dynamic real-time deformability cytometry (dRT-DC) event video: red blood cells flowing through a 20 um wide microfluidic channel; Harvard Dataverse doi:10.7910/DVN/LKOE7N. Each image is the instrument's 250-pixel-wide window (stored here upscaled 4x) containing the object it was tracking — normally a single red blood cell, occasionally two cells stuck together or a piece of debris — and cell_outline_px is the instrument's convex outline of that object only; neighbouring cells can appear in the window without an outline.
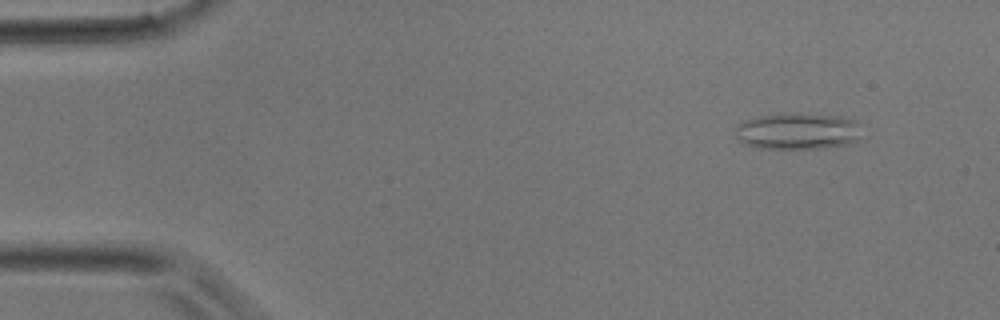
{"species": "common noctule bat (a hibernating species)", "species_latin": "Nyctalus noctula", "temperature_condition": "room temperature", "stored_images_in_passage": 35, "camera_frame_rate_fps": 3000, "um_per_image_px": 0.085, "animal": {"sex": "male", "body_mass_g": 17.9}, "frame": {"image": 1, "passage_image": 4, "time_ms": 1.0, "image_size_px": [1000, 320], "cell_outline_px": [[856, 140], [844, 144], [820, 148], [760, 148], [748, 144], [740, 140], [736, 136], [736, 128], [744, 120], [760, 116], [792, 112], [840, 116], [856, 120]], "centroid_in_image_um": [67.74, 11.12], "position_along_channel_um": 17.3, "area_um2": 26.3}}
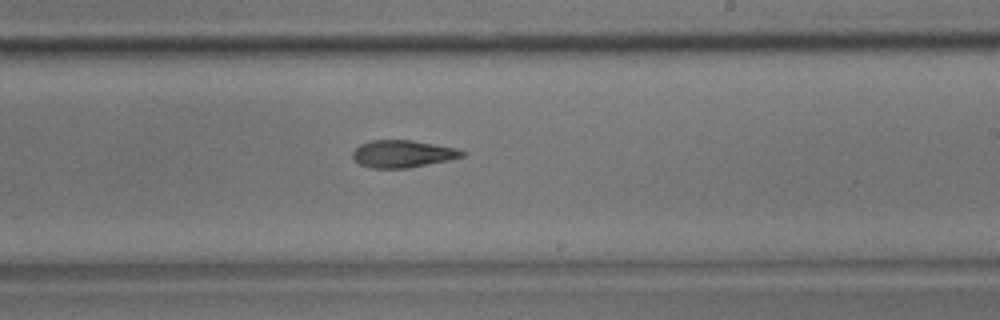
{"frame": {"image": 2, "passage_image": 23, "time_ms": 7.333, "image_size_px": [1000, 320], "cell_outline_px": [[468, 152], [464, 156], [448, 160], [408, 168], [372, 168], [360, 164], [352, 156], [352, 152], [360, 144], [372, 140], [412, 140], [456, 148]], "centroid_in_image_um": [34.24, 13.07], "position_along_channel_um": 254.8, "area_um2": 17.34}}
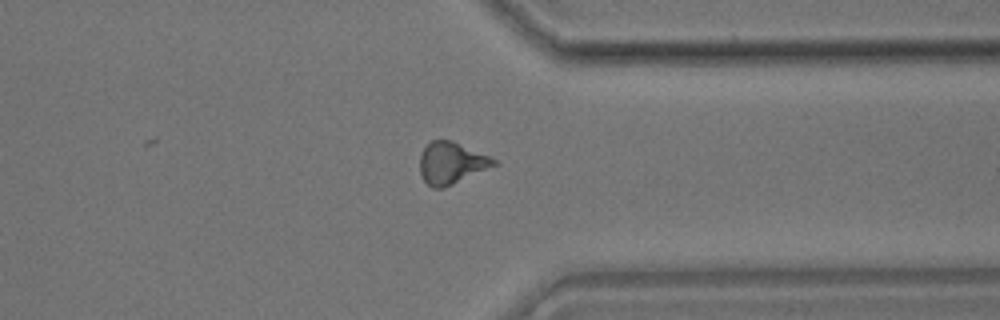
{"frame": {"image": 3, "passage_image": 30, "time_ms": 9.667, "image_size_px": [1000, 320], "cell_outline_px": [[500, 164], [444, 188], [432, 188], [424, 180], [420, 172], [420, 156], [424, 148], [432, 140], [452, 140], [488, 156], [496, 160]], "centroid_in_image_um": [38.38, 13.87], "position_along_channel_um": 373.0, "area_um2": 17.98}}